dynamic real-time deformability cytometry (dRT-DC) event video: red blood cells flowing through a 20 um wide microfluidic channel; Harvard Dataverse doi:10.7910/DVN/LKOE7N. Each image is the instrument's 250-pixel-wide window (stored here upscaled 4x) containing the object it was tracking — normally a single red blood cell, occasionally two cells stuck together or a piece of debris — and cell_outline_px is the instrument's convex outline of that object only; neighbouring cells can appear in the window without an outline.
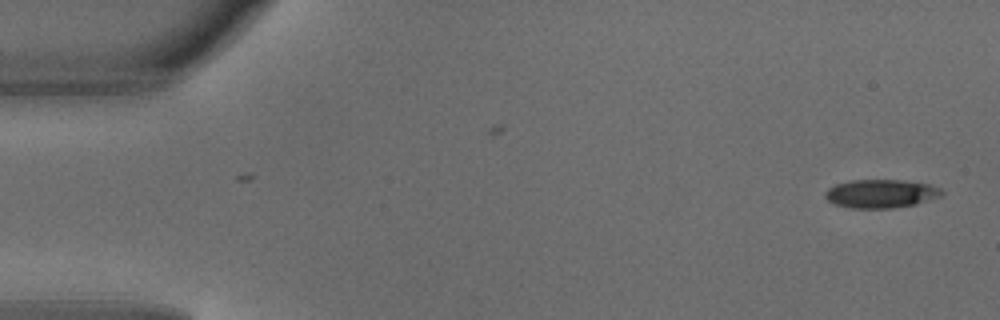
{"species": "common noctule bat (a hibernating species)", "species_latin": "Nyctalus noctula", "temperature_condition": "warm", "stored_images_in_passage": 2, "camera_frame_rate_fps": 3000, "um_per_image_px": 0.085, "animal": {"sex": "male", "body_mass_g": 18.8}, "frame": {"image": 1, "passage_image": 2, "time_ms": 0.333, "image_size_px": [1000, 320], "cell_outline_px": [[944, 192], [940, 196], [916, 204], [892, 208], [848, 208], [836, 204], [828, 200], [824, 196], [824, 192], [828, 188], [836, 184], [852, 180], [904, 180], [928, 184], [940, 188]], "centroid_in_image_um": [74.86, 16.46], "position_along_channel_um": 10.1, "area_um2": 19.31}}